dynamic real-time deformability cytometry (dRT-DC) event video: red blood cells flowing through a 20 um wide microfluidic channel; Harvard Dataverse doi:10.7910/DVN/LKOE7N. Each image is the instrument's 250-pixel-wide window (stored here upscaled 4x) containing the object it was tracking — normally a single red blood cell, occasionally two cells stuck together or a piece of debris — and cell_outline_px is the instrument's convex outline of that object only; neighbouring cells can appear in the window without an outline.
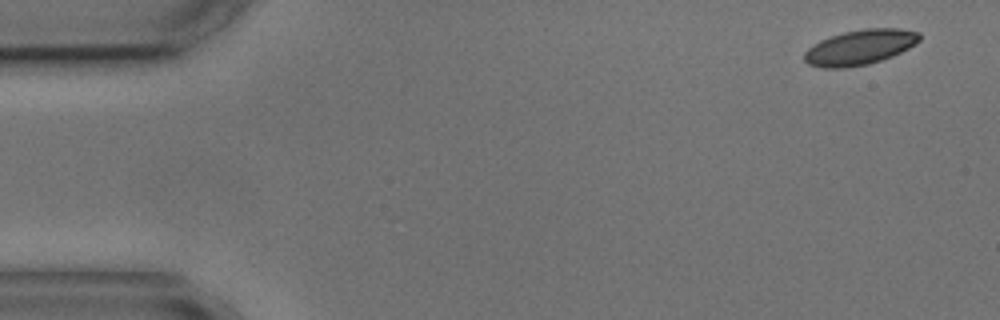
{"species": "common noctule bat (a hibernating species)", "species_latin": "Nyctalus noctula", "temperature_condition": "cold", "stored_images_in_passage": 3, "camera_frame_rate_fps": 3000, "um_per_image_px": 0.085, "animal": {"sex": "male", "body_mass_g": 17.9, "forearm_length_mm": 54.2}, "frame": {"image": 1, "passage_image": 1, "time_ms": 0.0, "image_size_px": [1000, 320], "cell_outline_px": [[920, 40], [908, 48], [892, 56], [868, 64], [844, 68], [824, 68], [808, 64], [804, 60], [804, 52], [812, 44], [820, 40], [844, 32], [868, 28], [900, 28], [920, 32]], "centroid_in_image_um": [73.08, 4.01], "position_along_channel_um": 11.9, "area_um2": 23.47}}